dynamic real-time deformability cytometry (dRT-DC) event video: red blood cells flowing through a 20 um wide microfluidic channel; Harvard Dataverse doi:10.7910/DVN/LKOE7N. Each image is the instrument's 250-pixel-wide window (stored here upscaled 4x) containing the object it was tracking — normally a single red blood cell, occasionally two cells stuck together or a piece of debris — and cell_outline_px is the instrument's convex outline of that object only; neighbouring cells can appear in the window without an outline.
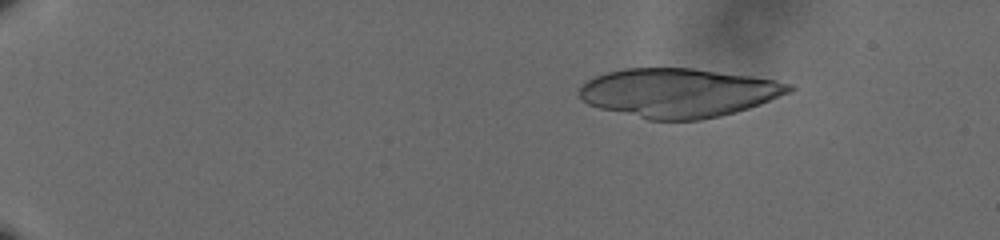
{"species": "human", "species_latin": "Homo sapiens", "temperature_condition": "cold", "stored_images_in_passage": 57, "camera_frame_rate_fps": 3000, "um_per_image_px": 0.085, "donor": {"sex": "male"}, "frame": {"image": 1, "passage_image": 9, "time_ms": 2.667, "image_size_px": [1000, 240], "cell_outline_px": [[796, 88], [792, 92], [760, 104], [736, 112], [720, 116], [700, 120], [648, 120], [600, 108], [588, 104], [580, 100], [580, 88], [588, 80], [596, 76], [608, 72], [624, 68], [692, 68], [752, 76], [776, 80], [792, 84]], "centroid_in_image_um": [57.71, 7.89], "position_along_channel_um": 27.3, "area_um2": 59.94}}
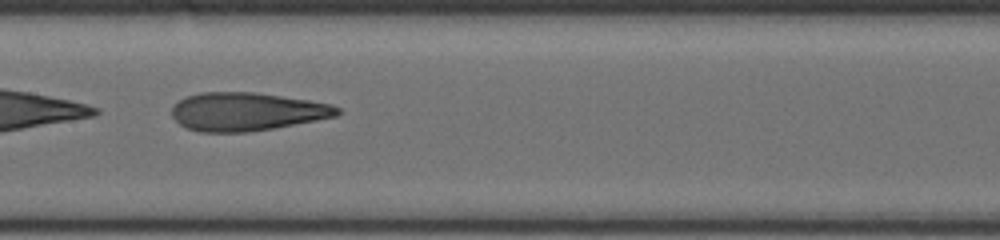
{"frame": {"image": 2, "passage_image": 33, "time_ms": 10.667, "image_size_px": [1000, 240], "cell_outline_px": [[344, 112], [336, 116], [316, 120], [272, 128], [248, 132], [200, 132], [188, 128], [180, 124], [172, 116], [172, 104], [188, 96], [200, 92], [252, 92], [308, 100], [332, 104], [340, 108]], "centroid_in_image_um": [20.97, 9.49], "position_along_channel_um": 186.4, "area_um2": 36.76}}
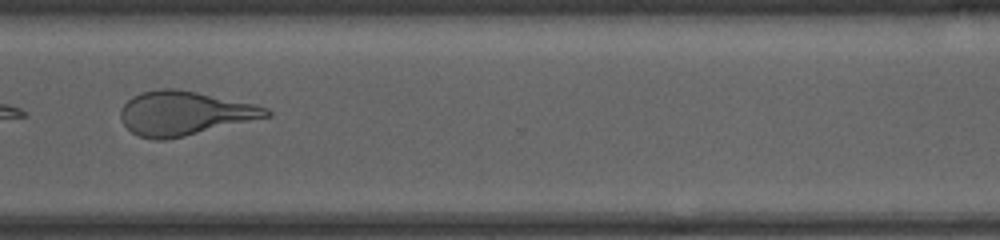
{"frame": {"image": 3, "passage_image": 47, "time_ms": 15.333, "image_size_px": [1000, 240], "cell_outline_px": [[272, 116], [184, 136], [164, 140], [152, 140], [136, 136], [120, 120], [120, 108], [132, 96], [140, 92], [160, 88], [176, 88], [196, 92], [252, 104], [268, 108], [272, 112]], "centroid_in_image_um": [15.62, 9.63], "position_along_channel_um": 355.0, "area_um2": 37.4}, "authors_computed_cell_mechanics": {"area_um2": 40.9802, "velocity_mm_per_s": 3.6229, "shape_relaxation_time_tau1_ms": 9.7564, "shape_relaxation_time_tau2_ms": 1.8955, "deformation_change_tau1": 0.2542, "deformation_change_tau2": 0.1228}}